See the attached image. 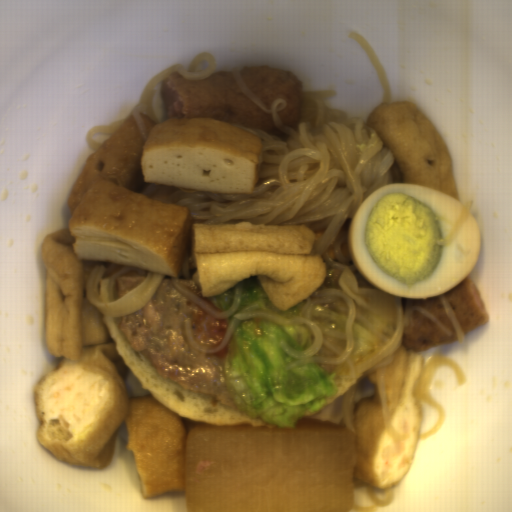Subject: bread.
Wrapping results in <instances>:
<instances>
[{
  "mask_svg": "<svg viewBox=\"0 0 512 512\" xmlns=\"http://www.w3.org/2000/svg\"><path fill=\"white\" fill-rule=\"evenodd\" d=\"M121 320L122 318L105 314L102 318L119 355L131 370L141 389L166 408L179 414L181 419L222 427L247 423L256 428L284 429V427L247 417L236 405L229 406L209 393L182 388L170 378L163 377L151 364L148 356L135 351L122 334Z\"/></svg>",
  "mask_w": 512,
  "mask_h": 512,
  "instance_id": "1",
  "label": "bread"
}]
</instances>
